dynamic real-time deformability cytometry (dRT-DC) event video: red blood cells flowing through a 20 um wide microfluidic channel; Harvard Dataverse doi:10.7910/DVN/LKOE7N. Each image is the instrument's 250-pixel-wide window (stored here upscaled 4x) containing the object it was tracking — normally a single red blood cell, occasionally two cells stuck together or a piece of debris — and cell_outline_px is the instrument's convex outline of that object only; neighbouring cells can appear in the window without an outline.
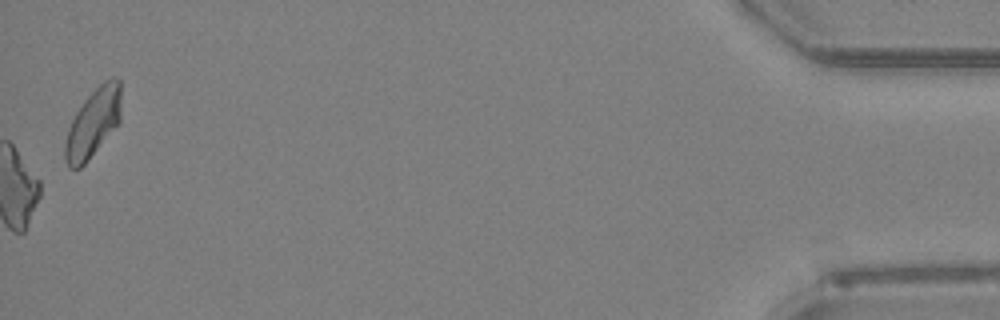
{"species": "Egyptian fruit bat (a non-hibernating species)", "species_latin": "Rousettus aegyptiacus", "temperature_condition": "room temperature", "stored_images_in_passage": 50, "camera_frame_rate_fps": 3000, "um_per_image_px": 0.085, "animal": {"sex": "female"}, "frame": {"image": 1, "passage_image": 50, "time_ms": 16.333, "image_size_px": [1000, 320], "cell_outline_px": [[120, 124], [88, 160], [80, 168], [68, 168], [64, 160], [64, 144], [68, 128], [76, 112], [84, 100], [104, 80], [112, 76], [116, 76], [120, 80]], "centroid_in_image_um": [7.92, 10.46], "position_along_channel_um": 427.3, "area_um2": 22.66}, "authors_computed_cell_mechanics": {"area_um2": 25.2008, "velocity_mm_per_s": 4.0609, "shape_relaxation_time_tau1_ms": 8.3722, "shape_relaxation_time_tau2_ms": 4.7884, "deformation_change_tau1": 0.1774, "deformation_change_tau2": 0.1881}}